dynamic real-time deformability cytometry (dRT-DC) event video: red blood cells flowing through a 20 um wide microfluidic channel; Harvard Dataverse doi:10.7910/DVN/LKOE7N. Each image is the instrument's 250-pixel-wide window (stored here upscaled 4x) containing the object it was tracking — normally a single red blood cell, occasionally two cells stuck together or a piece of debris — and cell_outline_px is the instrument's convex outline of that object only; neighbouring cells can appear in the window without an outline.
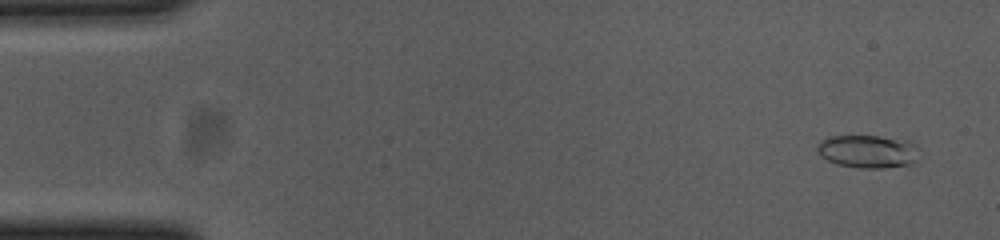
{"species": "common noctule bat (a hibernating species)", "species_latin": "Nyctalus noctula", "temperature_condition": "cold", "stored_images_in_passage": 55, "camera_frame_rate_fps": 3000, "um_per_image_px": 0.085, "animal": {"sex": "female", "body_mass_g": 23.0, "forearm_length_mm": 53.4}, "frame": {"image": 1, "passage_image": 3, "time_ms": 0.667, "image_size_px": [1000, 240], "cell_outline_px": [[920, 160], [916, 164], [884, 168], [860, 168], [836, 164], [820, 156], [816, 152], [816, 148], [820, 140], [832, 136], [900, 136], [912, 140], [920, 148]], "centroid_in_image_um": [73.91, 12.86], "position_along_channel_um": 11.1, "area_um2": 20.69}}
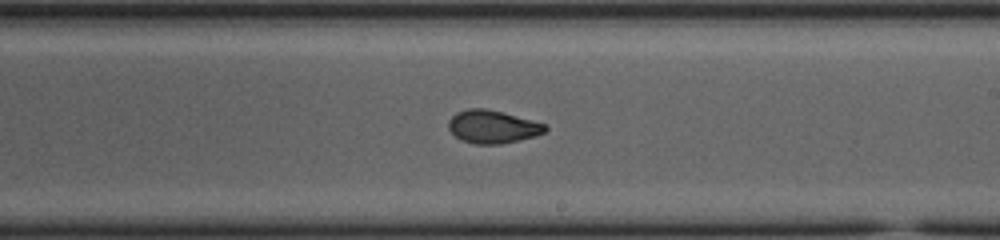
{"frame": {"image": 2, "passage_image": 32, "time_ms": 10.333, "image_size_px": [1000, 240], "cell_outline_px": [[548, 128], [544, 132], [536, 136], [520, 140], [500, 144], [476, 144], [460, 140], [448, 128], [448, 120], [456, 112], [468, 108], [484, 108], [504, 112], [544, 124]], "centroid_in_image_um": [41.84, 10.77], "position_along_channel_um": 247.2, "area_um2": 18.61}}
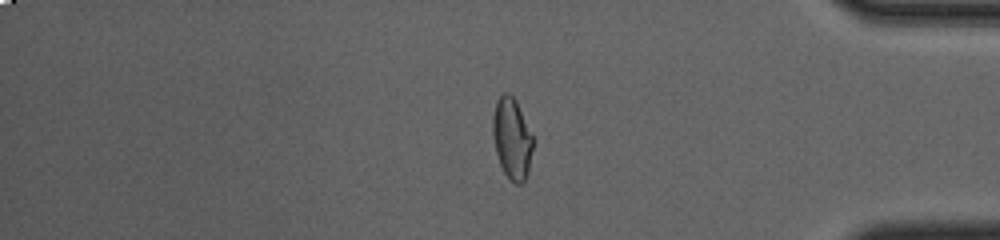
{"frame": {"image": 3, "passage_image": 46, "time_ms": 15.0, "image_size_px": [1000, 240], "cell_outline_px": [[536, 140], [528, 172], [524, 180], [520, 184], [516, 184], [504, 172], [500, 164], [496, 152], [492, 132], [492, 116], [496, 100], [504, 92], [508, 92], [516, 100]], "centroid_in_image_um": [43.54, 11.74], "position_along_channel_um": 391.7, "area_um2": 19.42}, "authors_computed_cell_mechanics": {"area_um2": 18.785, "velocity_mm_per_s": 3.679, "shape_relaxation_time_tau1_ms": 11.3432, "shape_relaxation_time_tau2_ms": 1.3771, "deformation_change_tau1": 0.2595, "deformation_change_tau2": 0.0612}}